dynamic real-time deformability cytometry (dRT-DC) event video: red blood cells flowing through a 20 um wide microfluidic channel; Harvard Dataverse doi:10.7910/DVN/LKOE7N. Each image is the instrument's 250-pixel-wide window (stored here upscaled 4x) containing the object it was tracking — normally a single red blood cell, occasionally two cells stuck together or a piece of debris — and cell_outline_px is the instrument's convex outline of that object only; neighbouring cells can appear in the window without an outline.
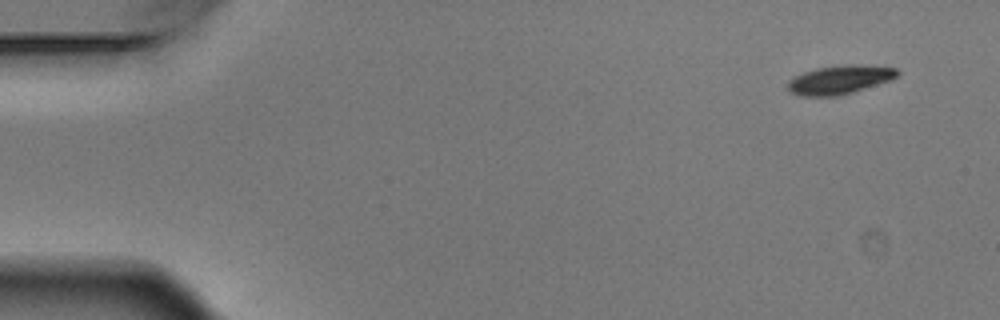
{"species": "Egyptian fruit bat (a non-hibernating species)", "species_latin": "Rousettus aegyptiacus", "temperature_condition": "warm", "stored_images_in_passage": 6, "camera_frame_rate_fps": 3000, "um_per_image_px": 0.085, "animal": {"sex": "male"}, "frame": {"image": 1, "passage_image": 1, "time_ms": 0.0, "image_size_px": [1000, 320], "cell_outline_px": [[900, 72], [892, 80], [852, 92], [836, 96], [800, 96], [792, 92], [788, 88], [788, 80], [804, 72], [816, 68], [844, 64], [860, 64], [896, 68]], "centroid_in_image_um": [71.39, 6.76], "position_along_channel_um": 13.6, "area_um2": 18.32}}
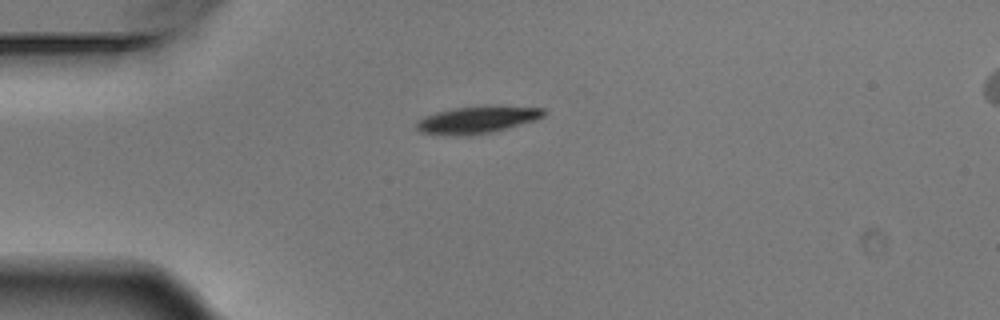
{"frame": {"image": 2, "passage_image": 4, "time_ms": 1.0, "image_size_px": [1000, 320], "cell_outline_px": [[548, 112], [544, 116], [536, 120], [492, 132], [472, 136], [452, 136], [420, 132], [416, 128], [416, 124], [424, 116], [436, 112], [456, 108], [544, 108]], "centroid_in_image_um": [40.51, 10.24], "position_along_channel_um": 44.5, "area_um2": 19.36}}
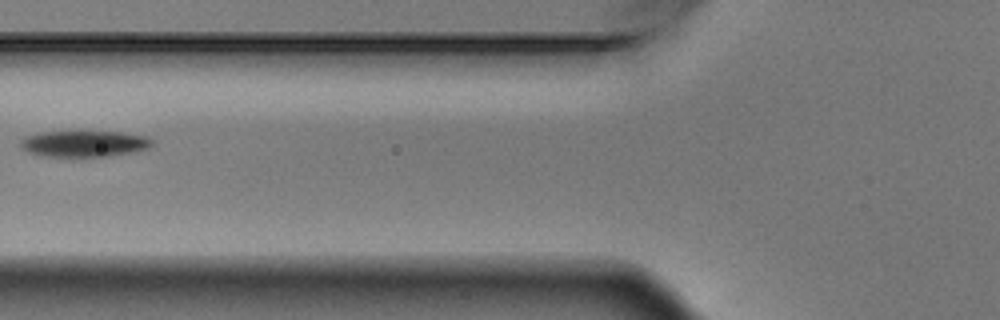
{"frame": {"image": 3, "passage_image": 6, "time_ms": 1.667, "image_size_px": [1000, 320], "cell_outline_px": [[152, 144], [148, 148], [136, 152], [108, 156], [40, 156], [28, 152], [20, 148], [20, 140], [28, 136], [44, 132], [120, 132], [148, 136], [152, 140]], "centroid_in_image_um": [7.17, 12.22], "position_along_channel_um": 118.6, "area_um2": 20.0}}